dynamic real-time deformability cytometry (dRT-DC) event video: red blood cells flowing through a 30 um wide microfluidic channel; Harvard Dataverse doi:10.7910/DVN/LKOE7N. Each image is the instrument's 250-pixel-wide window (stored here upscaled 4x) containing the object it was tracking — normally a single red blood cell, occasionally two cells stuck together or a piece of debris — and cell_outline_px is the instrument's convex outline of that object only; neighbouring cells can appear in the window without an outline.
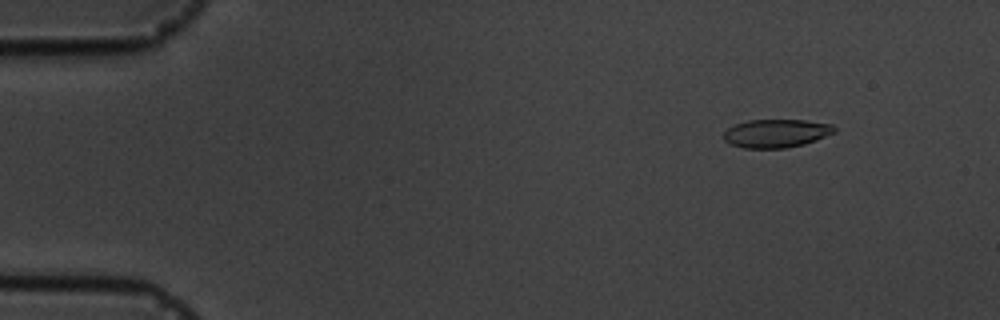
{"species": "common noctule bat (a hibernating species)", "species_latin": "Nyctalus noctula", "temperature_condition": "cold", "stored_images_in_passage": 5, "camera_frame_rate_fps": 3000, "um_per_image_px": 0.085, "animal": {"sex": "male", "body_mass_g": 19.5, "forearm_length_mm": 54.6}, "frame": {"image": 1, "passage_image": 2, "time_ms": 1.333, "image_size_px": [1000, 320], "cell_outline_px": [[836, 132], [816, 140], [804, 144], [784, 148], [744, 148], [732, 144], [724, 140], [724, 132], [728, 128], [736, 124], [748, 120], [804, 120], [832, 124], [836, 128]], "centroid_in_image_um": [66.0, 11.33], "position_along_channel_um": 19.0, "area_um2": 18.21}}
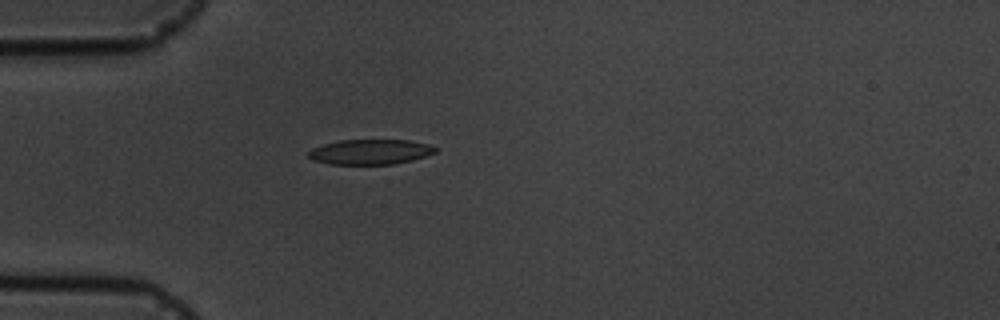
{"frame": {"image": 2, "passage_image": 5, "time_ms": 4.667, "image_size_px": [1000, 320], "cell_outline_px": [[436, 152], [412, 160], [392, 164], [328, 164], [312, 160], [308, 156], [308, 152], [312, 148], [324, 144], [340, 140], [408, 140], [428, 144], [436, 148]], "centroid_in_image_um": [31.44, 12.91], "position_along_channel_um": 53.6, "area_um2": 18.44}}